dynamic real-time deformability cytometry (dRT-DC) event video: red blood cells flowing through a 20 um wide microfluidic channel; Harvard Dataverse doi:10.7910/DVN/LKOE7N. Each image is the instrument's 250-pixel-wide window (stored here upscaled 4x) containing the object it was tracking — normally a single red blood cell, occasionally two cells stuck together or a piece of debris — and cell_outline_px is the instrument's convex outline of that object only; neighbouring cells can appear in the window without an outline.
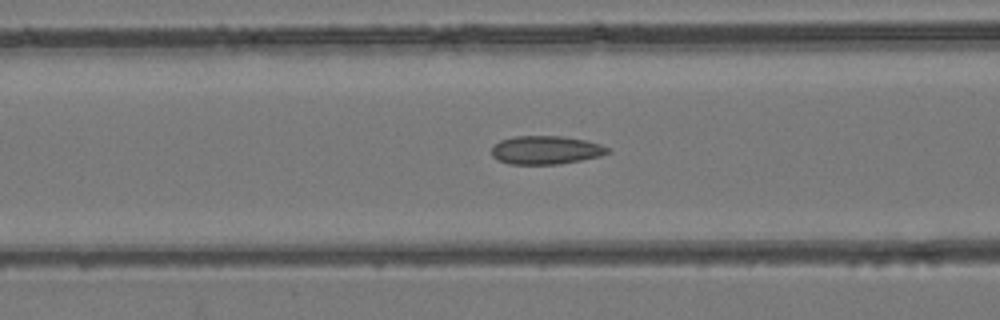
{"species": "common noctule bat (a hibernating species)", "species_latin": "Nyctalus noctula", "temperature_condition": "room temperature", "stored_images_in_passage": 40, "camera_frame_rate_fps": 3000, "um_per_image_px": 0.085, "animal": {"sex": "female", "body_mass_g": 24.6, "forearm_length_mm": 56.2}, "frame": {"image": 1, "passage_image": 16, "time_ms": 5.0, "image_size_px": [1000, 320], "cell_outline_px": [[612, 152], [600, 156], [560, 164], [508, 164], [496, 160], [492, 156], [492, 148], [500, 140], [516, 136], [564, 136], [584, 140], [600, 144], [608, 148]], "centroid_in_image_um": [46.39, 12.76], "position_along_channel_um": 120.2, "area_um2": 19.25}}
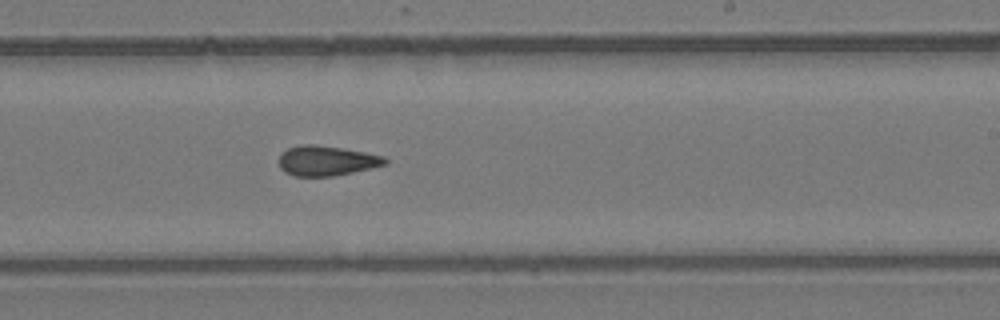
{"frame": {"image": 2, "passage_image": 26, "time_ms": 8.333, "image_size_px": [1000, 320], "cell_outline_px": [[388, 164], [352, 172], [332, 176], [292, 176], [284, 172], [280, 168], [280, 156], [288, 148], [300, 144], [312, 144], [340, 148], [384, 156], [388, 160]], "centroid_in_image_um": [27.74, 13.67], "position_along_channel_um": 261.3, "area_um2": 18.32}}
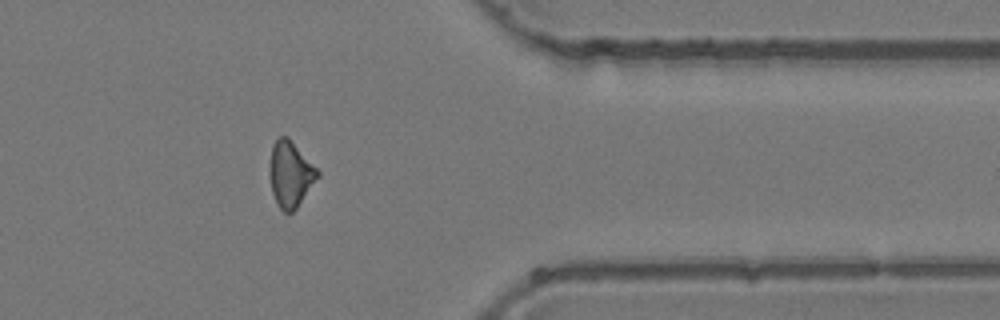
{"frame": {"image": 3, "passage_image": 36, "time_ms": 11.667, "image_size_px": [1000, 320], "cell_outline_px": [[320, 176], [296, 208], [292, 212], [284, 212], [276, 204], [272, 192], [272, 144], [280, 136], [288, 136], [320, 172]], "centroid_in_image_um": [24.73, 14.81], "position_along_channel_um": 386.7, "area_um2": 17.8}}